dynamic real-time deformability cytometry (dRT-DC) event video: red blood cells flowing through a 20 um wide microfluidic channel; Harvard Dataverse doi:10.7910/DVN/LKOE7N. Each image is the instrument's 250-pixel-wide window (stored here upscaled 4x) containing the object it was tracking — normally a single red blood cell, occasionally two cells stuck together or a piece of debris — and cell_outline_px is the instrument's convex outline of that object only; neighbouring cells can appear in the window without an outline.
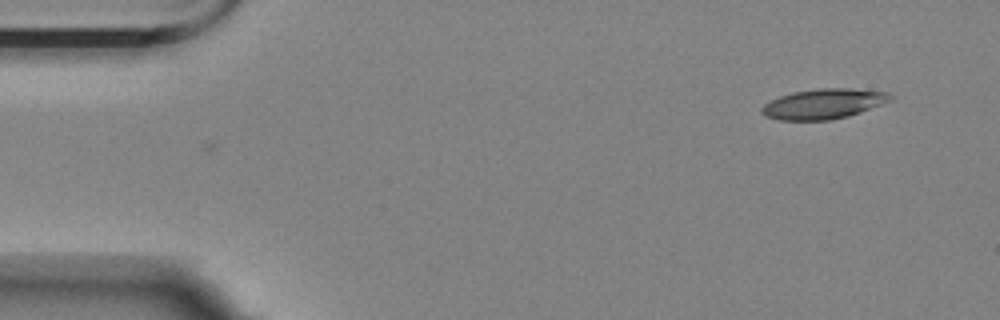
{"species": "Egyptian fruit bat (a non-hibernating species)", "species_latin": "Rousettus aegyptiacus", "temperature_condition": "room temperature", "stored_images_in_passage": 53, "camera_frame_rate_fps": 3000, "um_per_image_px": 0.085, "animal": {"sex": "female"}, "frame": {"image": 1, "passage_image": 1, "time_ms": 0.0, "image_size_px": [1000, 320], "cell_outline_px": [[896, 96], [892, 100], [860, 112], [848, 116], [832, 120], [780, 120], [764, 116], [760, 112], [760, 108], [764, 104], [780, 96], [792, 92], [820, 88], [848, 88], [888, 92]], "centroid_in_image_um": [70.0, 8.83], "position_along_channel_um": 15.0, "area_um2": 22.66}}
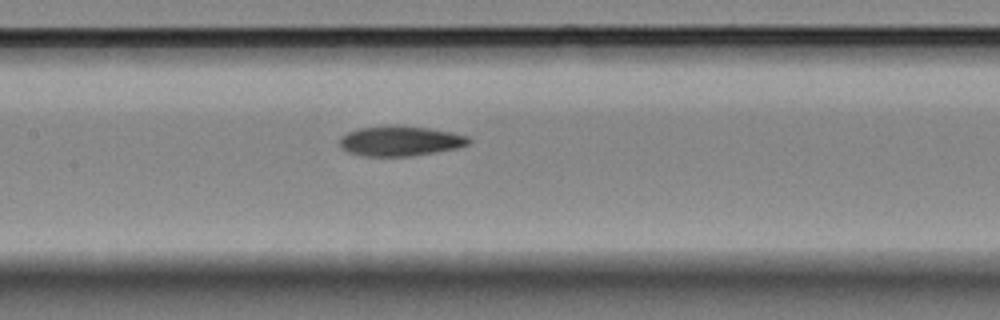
{"frame": {"image": 2, "passage_image": 23, "time_ms": 7.333, "image_size_px": [1000, 320], "cell_outline_px": [[472, 140], [468, 144], [456, 148], [412, 156], [364, 156], [348, 152], [340, 148], [340, 136], [356, 128], [392, 124], [396, 124], [428, 128], [452, 132], [468, 136]], "centroid_in_image_um": [33.98, 11.96], "position_along_channel_um": 173.4, "area_um2": 22.89}}
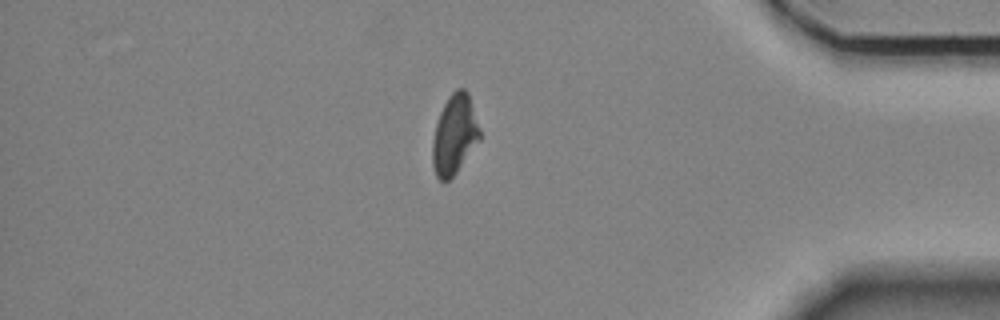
{"frame": {"image": 3, "passage_image": 45, "time_ms": 14.667, "image_size_px": [1000, 320], "cell_outline_px": [[480, 140], [456, 172], [448, 180], [440, 180], [436, 176], [432, 164], [432, 140], [436, 124], [440, 112], [448, 96], [456, 88], [464, 88], [468, 92], [480, 128]], "centroid_in_image_um": [38.63, 11.42], "position_along_channel_um": 396.6, "area_um2": 21.91}}